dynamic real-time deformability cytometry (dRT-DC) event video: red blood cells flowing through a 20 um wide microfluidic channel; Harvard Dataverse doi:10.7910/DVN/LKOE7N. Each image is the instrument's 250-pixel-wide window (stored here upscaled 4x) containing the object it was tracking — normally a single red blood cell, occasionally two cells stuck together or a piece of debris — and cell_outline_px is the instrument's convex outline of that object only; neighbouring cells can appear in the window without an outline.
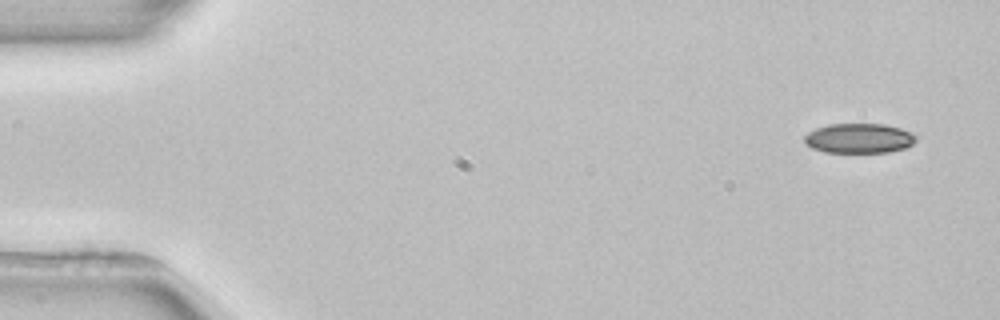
{"species": "common noctule bat (a hibernating species)", "species_latin": "Nyctalus noctula", "temperature_condition": "room temperature", "stored_images_in_passage": 5, "camera_frame_rate_fps": 3000, "um_per_image_px": 0.085, "animal": {"sex": "female", "body_mass_g": 22.7, "forearm_length_mm": 54.2}, "frame": {"image": 1, "passage_image": 1, "time_ms": 0.0, "image_size_px": [1000, 320], "cell_outline_px": [[916, 140], [912, 144], [904, 148], [888, 152], [824, 152], [812, 148], [804, 144], [804, 136], [808, 132], [816, 128], [828, 124], [884, 124], [900, 128], [916, 136]], "centroid_in_image_um": [72.97, 11.75], "position_along_channel_um": 12.0, "area_um2": 19.31}}
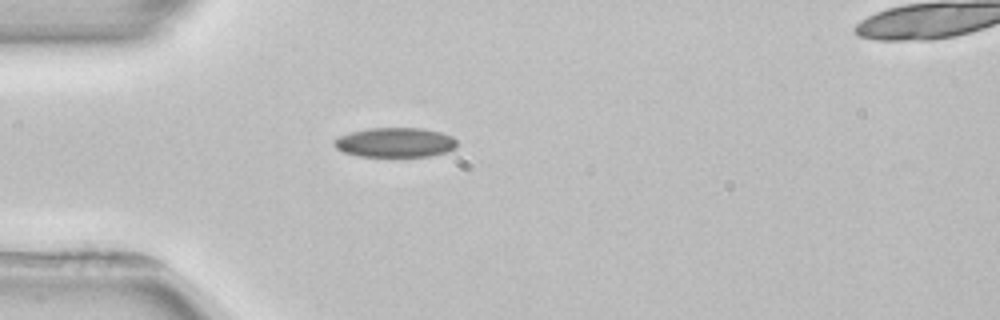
{"frame": {"image": 2, "passage_image": 4, "time_ms": 4.0, "image_size_px": [1000, 320], "cell_outline_px": [[456, 148], [448, 152], [428, 156], [356, 156], [344, 152], [336, 148], [332, 144], [332, 140], [340, 136], [352, 132], [368, 128], [420, 128], [440, 132], [452, 136], [456, 140]], "centroid_in_image_um": [33.58, 12.11], "position_along_channel_um": 51.4, "area_um2": 21.21}}